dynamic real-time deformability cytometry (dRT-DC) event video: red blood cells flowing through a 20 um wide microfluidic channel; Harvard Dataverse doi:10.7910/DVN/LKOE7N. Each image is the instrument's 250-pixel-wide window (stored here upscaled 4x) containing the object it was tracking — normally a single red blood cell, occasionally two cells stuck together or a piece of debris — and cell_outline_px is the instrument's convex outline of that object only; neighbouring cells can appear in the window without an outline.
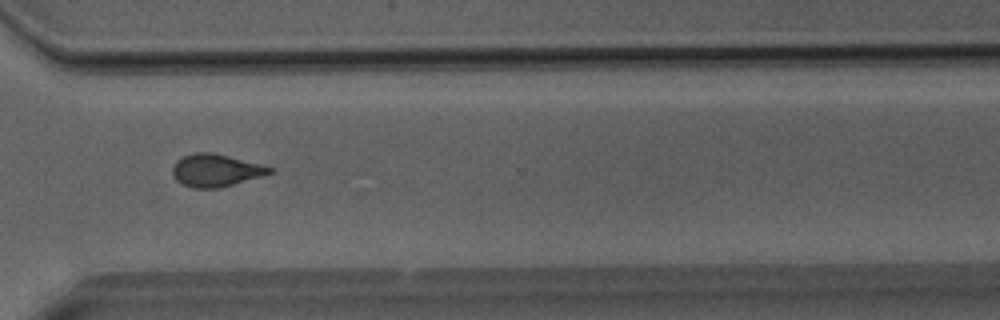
{"species": "Egyptian fruit bat (a non-hibernating species)", "species_latin": "Rousettus aegyptiacus", "temperature_condition": "room temperature", "stored_images_in_passage": 32, "camera_frame_rate_fps": 3000, "um_per_image_px": 0.085, "animal": {"sex": "male"}, "frame": {"image": 1, "passage_image": 22, "time_ms": 7.0, "image_size_px": [1000, 320], "cell_outline_px": [[276, 168], [272, 172], [260, 176], [220, 188], [192, 188], [180, 184], [172, 176], [172, 168], [176, 160], [180, 156], [192, 152], [212, 152]], "centroid_in_image_um": [18.27, 14.47], "position_along_channel_um": 352.3, "area_um2": 18.55}}
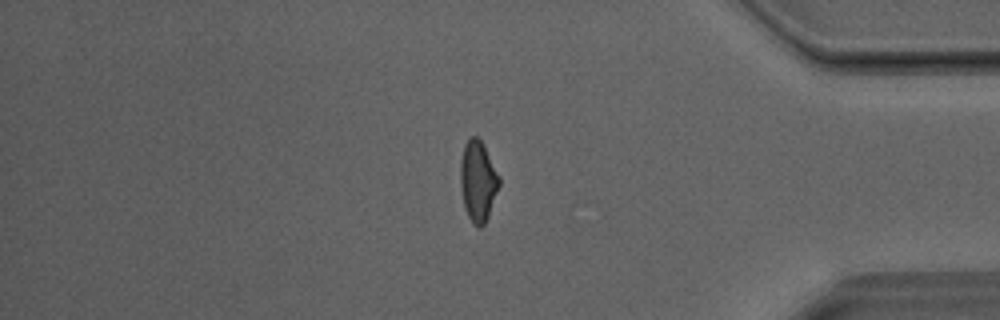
{"frame": {"image": 2, "passage_image": 26, "time_ms": 8.333, "image_size_px": [1000, 320], "cell_outline_px": [[500, 184], [488, 216], [484, 224], [480, 228], [472, 224], [464, 208], [460, 184], [460, 160], [464, 144], [472, 136], [476, 136], [484, 144], [500, 176]], "centroid_in_image_um": [40.62, 15.38], "position_along_channel_um": 394.6, "area_um2": 18.44}}
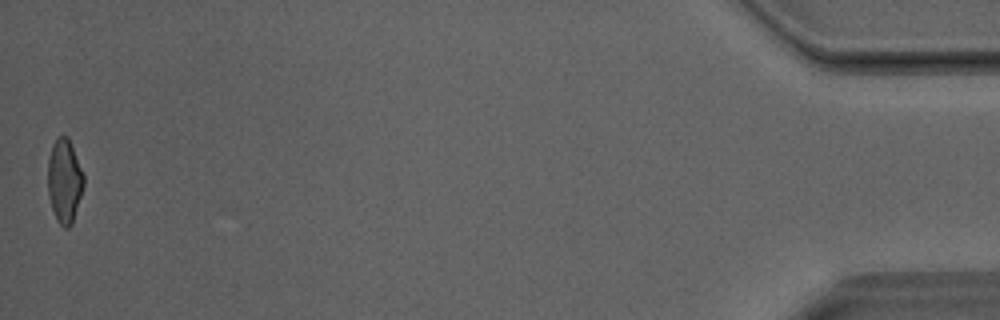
{"frame": {"image": 3, "passage_image": 32, "time_ms": 10.333, "image_size_px": [1000, 320], "cell_outline_px": [[84, 184], [72, 224], [68, 228], [64, 228], [56, 220], [48, 196], [48, 156], [52, 144], [56, 136], [68, 136], [84, 172]], "centroid_in_image_um": [5.48, 15.34], "position_along_channel_um": 429.7, "area_um2": 17.8}}